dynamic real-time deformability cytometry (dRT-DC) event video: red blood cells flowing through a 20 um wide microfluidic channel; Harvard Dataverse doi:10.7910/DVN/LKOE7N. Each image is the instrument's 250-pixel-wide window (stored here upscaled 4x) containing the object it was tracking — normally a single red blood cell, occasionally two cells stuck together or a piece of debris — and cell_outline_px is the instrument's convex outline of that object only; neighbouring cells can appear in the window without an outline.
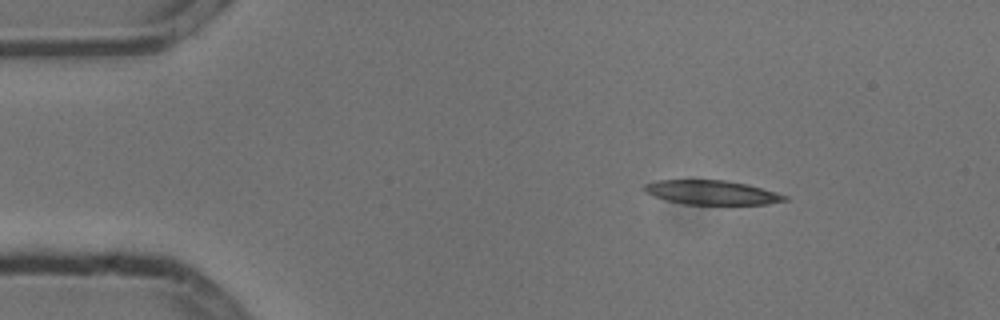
{"species": "common noctule bat (a hibernating species)", "species_latin": "Nyctalus noctula", "temperature_condition": "cold", "stored_images_in_passage": 3, "camera_frame_rate_fps": 3000, "um_per_image_px": 0.085, "animal": {"sex": "male", "body_mass_g": 13.3}, "frame": {"image": 1, "passage_image": 1, "time_ms": 0.0, "image_size_px": [1000, 320], "cell_outline_px": [[788, 200], [768, 204], [684, 204], [652, 196], [644, 192], [644, 184], [656, 180], [724, 180], [748, 184], [776, 192], [788, 196]], "centroid_in_image_um": [60.49, 16.36], "position_along_channel_um": 24.5, "area_um2": 19.83}}